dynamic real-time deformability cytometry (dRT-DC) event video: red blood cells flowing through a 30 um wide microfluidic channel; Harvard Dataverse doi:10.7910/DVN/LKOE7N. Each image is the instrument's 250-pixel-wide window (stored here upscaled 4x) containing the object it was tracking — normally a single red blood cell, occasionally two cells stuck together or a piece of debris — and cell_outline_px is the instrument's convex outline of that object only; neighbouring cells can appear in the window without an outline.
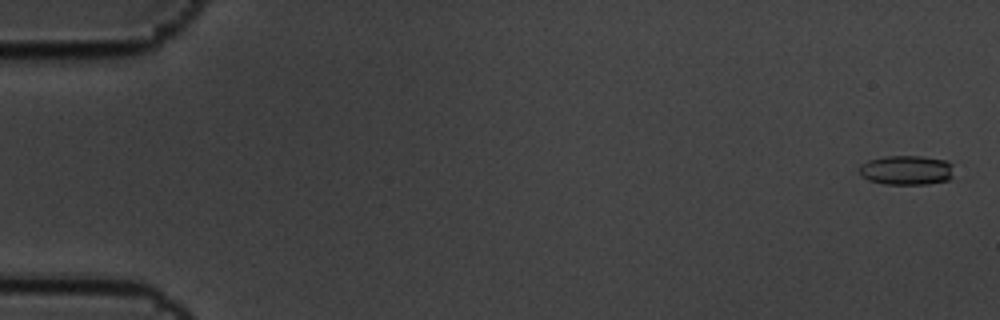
{"species": "common noctule bat (a hibernating species)", "species_latin": "Nyctalus noctula", "temperature_condition": "cold", "stored_images_in_passage": 7, "camera_frame_rate_fps": 3000, "um_per_image_px": 0.085, "animal": {"sex": "male", "body_mass_g": 19.5, "forearm_length_mm": 54.6}, "frame": {"image": 1, "passage_image": 1, "time_ms": 0.0, "image_size_px": [1000, 320], "cell_outline_px": [[952, 176], [948, 180], [928, 184], [884, 184], [868, 180], [860, 176], [856, 168], [860, 164], [868, 160], [888, 156], [924, 156], [948, 160], [952, 164]], "centroid_in_image_um": [77.01, 14.46], "position_along_channel_um": 8.0, "area_um2": 16.59}}
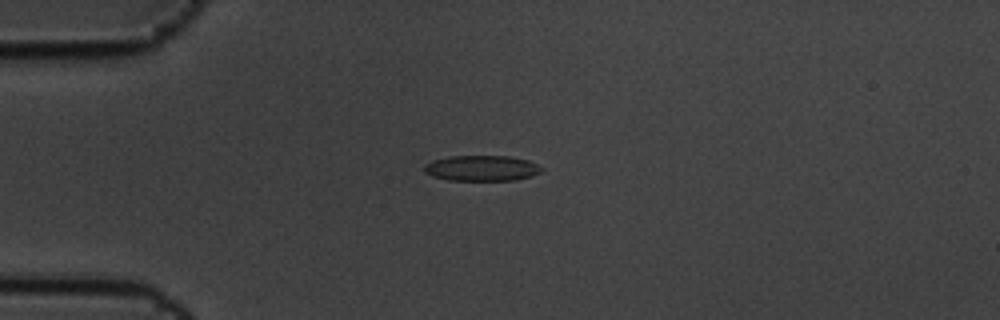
{"frame": {"image": 2, "passage_image": 5, "time_ms": 1.333, "image_size_px": [1000, 320], "cell_outline_px": [[544, 168], [540, 172], [532, 176], [516, 180], [448, 180], [432, 176], [424, 172], [424, 164], [432, 160], [448, 156], [508, 156], [528, 160]], "centroid_in_image_um": [40.93, 14.29], "position_along_channel_um": 44.1, "area_um2": 17.57}}
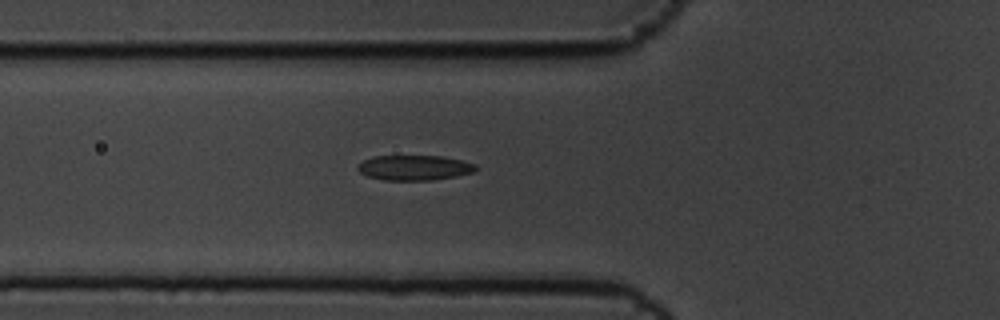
{"frame": {"image": 3, "passage_image": 7, "time_ms": 2.0, "image_size_px": [1000, 320], "cell_outline_px": [[480, 168], [472, 172], [456, 176], [432, 180], [384, 180], [368, 176], [360, 172], [356, 168], [364, 160], [372, 156], [440, 156], [460, 160], [476, 164]], "centroid_in_image_um": [35.23, 14.25], "position_along_channel_um": 90.6, "area_um2": 17.17}}